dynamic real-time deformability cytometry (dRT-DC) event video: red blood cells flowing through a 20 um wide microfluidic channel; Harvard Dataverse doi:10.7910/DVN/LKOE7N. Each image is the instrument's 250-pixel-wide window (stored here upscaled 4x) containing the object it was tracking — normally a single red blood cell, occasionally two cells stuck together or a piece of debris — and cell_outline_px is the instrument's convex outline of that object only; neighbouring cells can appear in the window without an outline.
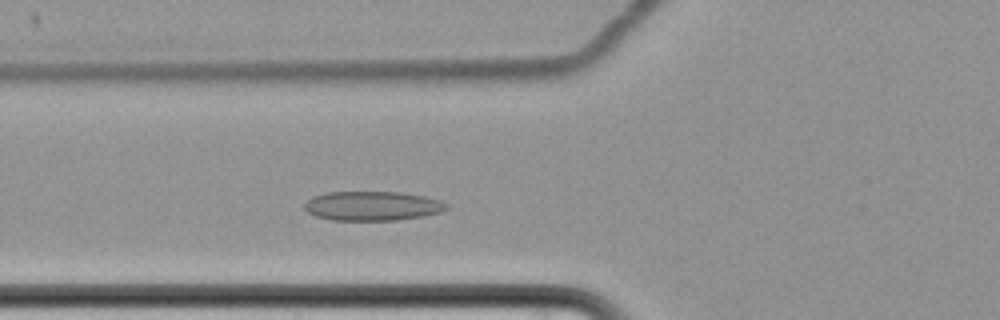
{"species": "common noctule bat (a hibernating species)", "species_latin": "Nyctalus noctula", "temperature_condition": "cold", "stored_images_in_passage": 52, "camera_frame_rate_fps": 3000, "um_per_image_px": 0.085, "animal": {"sex": "female", "body_mass_g": 22.7, "forearm_length_mm": 54.2}, "frame": {"image": 1, "passage_image": 19, "time_ms": 6.0, "image_size_px": [1000, 320], "cell_outline_px": [[448, 208], [440, 212], [424, 216], [396, 220], [332, 220], [316, 216], [308, 212], [304, 208], [304, 204], [312, 196], [328, 192], [400, 192], [424, 196], [440, 200], [448, 204]], "centroid_in_image_um": [31.66, 17.5], "position_along_channel_um": 94.1, "area_um2": 24.28}}
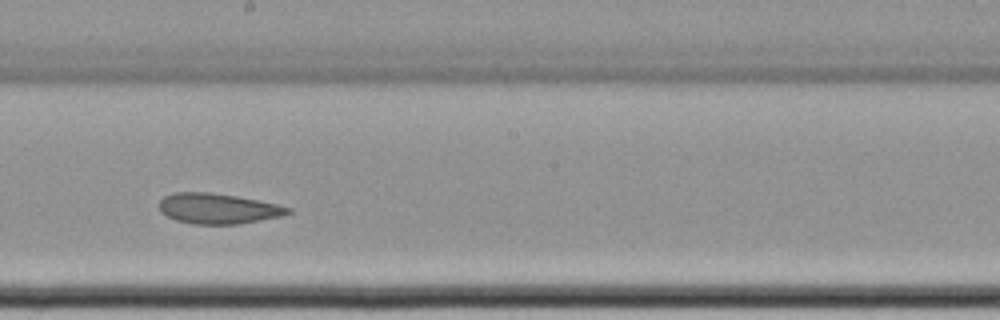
{"frame": {"image": 2, "passage_image": 31, "time_ms": 10.0, "image_size_px": [1000, 320], "cell_outline_px": [[292, 212], [280, 216], [236, 224], [192, 224], [176, 220], [160, 212], [160, 200], [164, 196], [172, 192], [208, 192], [236, 196], [276, 204], [292, 208]], "centroid_in_image_um": [18.49, 17.72], "position_along_channel_um": 229.7, "area_um2": 22.6}}
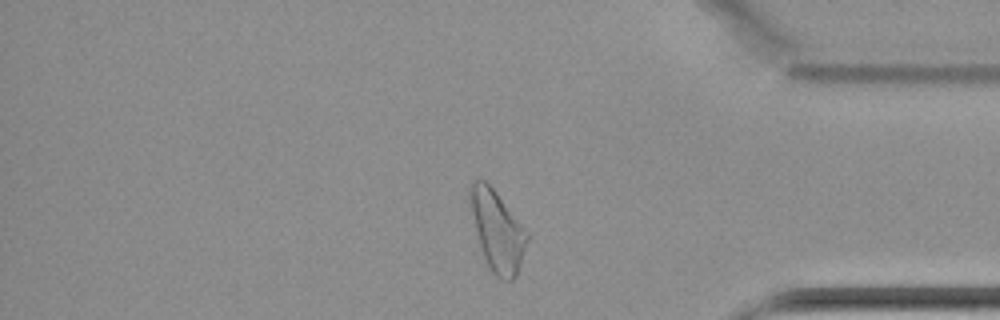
{"frame": {"image": 3, "passage_image": 47, "time_ms": 15.333, "image_size_px": [1000, 320], "cell_outline_px": [[528, 240], [516, 276], [512, 280], [504, 280], [496, 276], [492, 272], [480, 248], [472, 212], [468, 192], [468, 184], [472, 180], [484, 180], [496, 192], [528, 232]], "centroid_in_image_um": [42.26, 19.6], "position_along_channel_um": 392.9, "area_um2": 26.24}}